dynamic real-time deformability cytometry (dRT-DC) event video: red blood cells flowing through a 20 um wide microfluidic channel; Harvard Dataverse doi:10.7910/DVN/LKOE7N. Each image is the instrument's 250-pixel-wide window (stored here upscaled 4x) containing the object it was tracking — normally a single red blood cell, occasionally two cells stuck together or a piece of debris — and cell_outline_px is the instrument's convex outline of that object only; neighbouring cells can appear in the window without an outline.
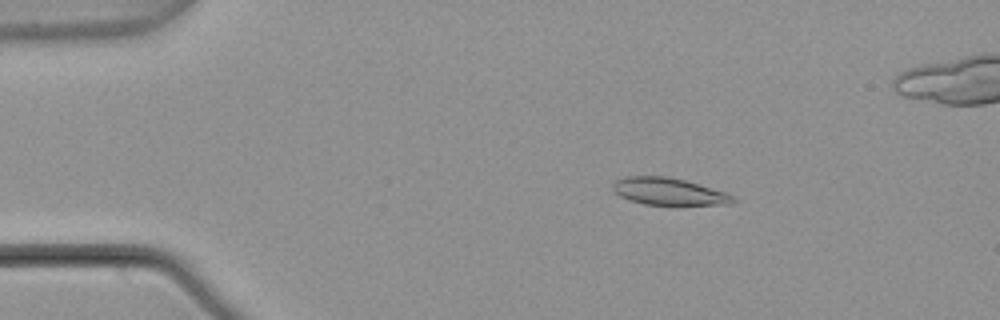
{"species": "common noctule bat (a hibernating species)", "species_latin": "Nyctalus noctula", "temperature_condition": "warm", "stored_images_in_passage": 6, "camera_frame_rate_fps": 3000, "um_per_image_px": 0.085, "animal": {"sex": "male", "body_mass_g": 21.5, "forearm_length_mm": 52.0}, "frame": {"image": 1, "passage_image": 3, "time_ms": 0.667, "image_size_px": [1000, 320], "cell_outline_px": [[736, 200], [732, 204], [644, 204], [628, 200], [620, 196], [612, 188], [612, 184], [616, 180], [624, 176], [668, 176], [684, 180], [724, 192], [732, 196]], "centroid_in_image_um": [56.78, 16.26], "position_along_channel_um": 28.2, "area_um2": 18.67}}